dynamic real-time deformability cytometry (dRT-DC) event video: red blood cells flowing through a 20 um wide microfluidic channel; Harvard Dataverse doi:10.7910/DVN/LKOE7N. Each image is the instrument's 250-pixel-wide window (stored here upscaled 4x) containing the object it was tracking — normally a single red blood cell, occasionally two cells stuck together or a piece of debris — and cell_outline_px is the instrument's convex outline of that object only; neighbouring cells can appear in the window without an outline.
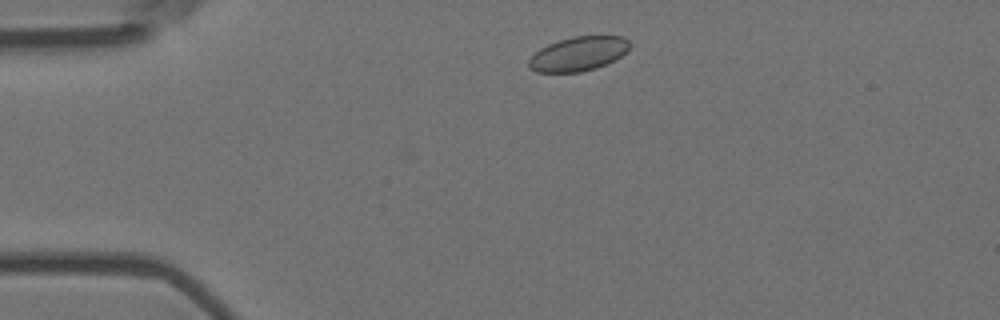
{"species": "Egyptian fruit bat (a non-hibernating species)", "species_latin": "Rousettus aegyptiacus", "temperature_condition": "room temperature", "stored_images_in_passage": 3, "camera_frame_rate_fps": 3000, "um_per_image_px": 0.085, "animal": {"sex": "female"}, "frame": {"image": 1, "passage_image": 1, "time_ms": 0.0, "image_size_px": [1000, 320], "cell_outline_px": [[628, 48], [616, 60], [596, 68], [580, 72], [536, 72], [528, 68], [528, 60], [540, 48], [548, 44], [572, 36], [624, 36], [628, 40]], "centroid_in_image_um": [49.13, 4.58], "position_along_channel_um": 35.9, "area_um2": 20.06}}
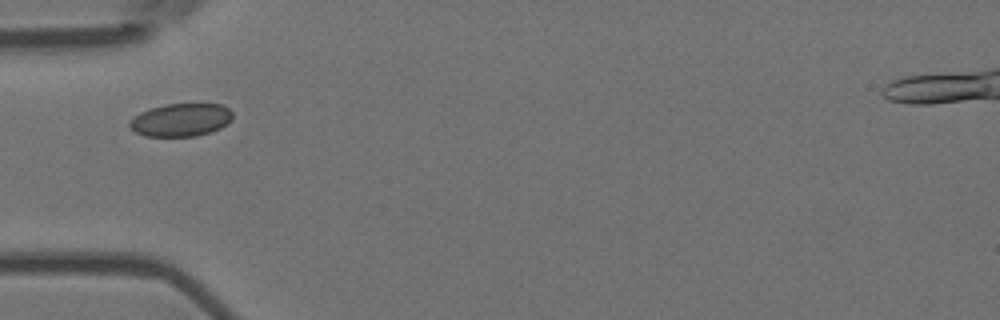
{"frame": {"image": 2, "passage_image": 2, "time_ms": 0.333, "image_size_px": [1000, 320], "cell_outline_px": [[232, 120], [220, 128], [196, 136], [144, 136], [136, 132], [128, 124], [128, 120], [140, 112], [152, 108], [168, 104], [220, 104], [228, 108], [232, 112]], "centroid_in_image_um": [15.36, 10.19], "position_along_channel_um": 69.6, "area_um2": 19.65}}